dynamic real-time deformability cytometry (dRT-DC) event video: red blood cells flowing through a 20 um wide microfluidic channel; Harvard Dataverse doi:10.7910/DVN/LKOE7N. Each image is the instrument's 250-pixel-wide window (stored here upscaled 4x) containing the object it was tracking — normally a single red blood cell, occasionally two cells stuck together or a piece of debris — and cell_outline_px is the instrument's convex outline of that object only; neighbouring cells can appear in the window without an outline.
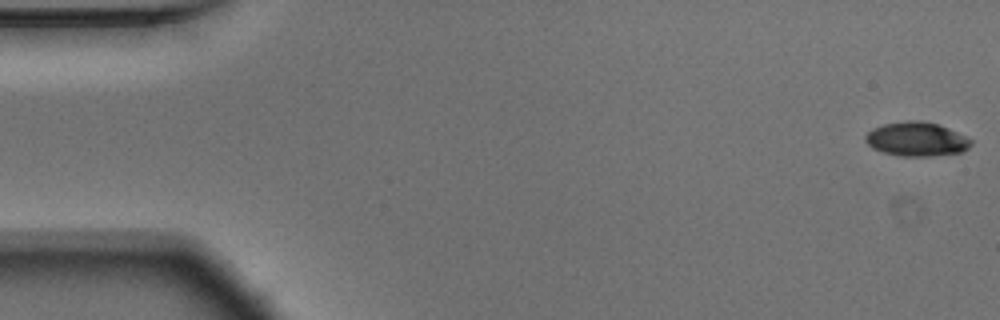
{"species": "Egyptian fruit bat (a non-hibernating species)", "species_latin": "Rousettus aegyptiacus", "temperature_condition": "warm", "stored_images_in_passage": 54, "camera_frame_rate_fps": 3000, "um_per_image_px": 0.085, "animal": {"sex": "male"}, "frame": {"image": 1, "passage_image": 1, "time_ms": 0.0, "image_size_px": [1000, 320], "cell_outline_px": [[972, 144], [968, 148], [960, 152], [928, 156], [900, 156], [884, 152], [872, 148], [864, 140], [864, 136], [872, 128], [884, 124], [908, 120], [920, 120], [940, 124], [972, 140]], "centroid_in_image_um": [77.88, 11.82], "position_along_channel_um": 7.1, "area_um2": 20.92}}
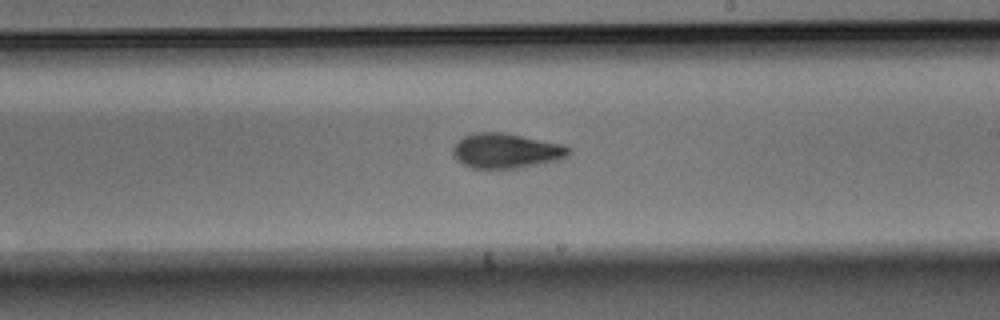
{"frame": {"image": 2, "passage_image": 31, "time_ms": 10.0, "image_size_px": [1000, 320], "cell_outline_px": [[568, 156], [560, 160], [544, 164], [516, 168], [472, 168], [456, 160], [452, 156], [452, 148], [464, 136], [480, 132], [500, 132], [564, 144], [568, 148]], "centroid_in_image_um": [43.02, 12.83], "position_along_channel_um": 246.0, "area_um2": 23.47}}
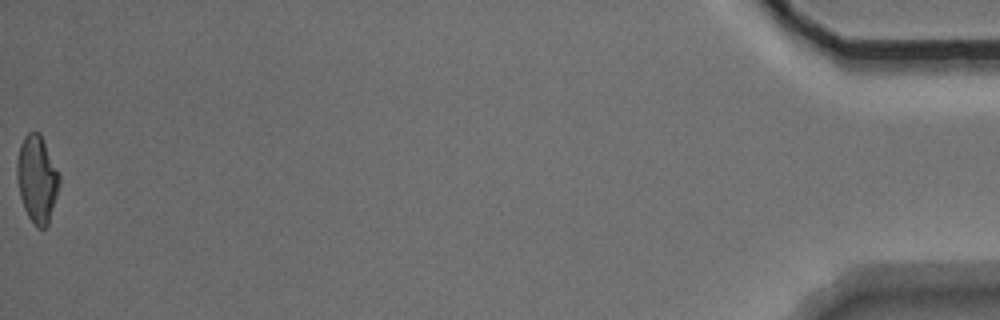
{"frame": {"image": 3, "passage_image": 54, "time_ms": 17.667, "image_size_px": [1000, 320], "cell_outline_px": [[60, 184], [48, 224], [44, 228], [36, 228], [28, 216], [24, 208], [20, 196], [16, 176], [16, 160], [20, 144], [24, 136], [28, 132], [40, 132], [60, 172]], "centroid_in_image_um": [3.15, 15.19], "position_along_channel_um": 432.1, "area_um2": 21.85}, "authors_computed_cell_mechanics": {"area_um2": 21.9351, "velocity_mm_per_s": 3.7549, "shape_relaxation_time_tau1_ms": 3.6883, "shape_relaxation_time_tau2_ms": 2.5205, "deformation_change_tau1": 0.145, "deformation_change_tau2": 0.0844}}